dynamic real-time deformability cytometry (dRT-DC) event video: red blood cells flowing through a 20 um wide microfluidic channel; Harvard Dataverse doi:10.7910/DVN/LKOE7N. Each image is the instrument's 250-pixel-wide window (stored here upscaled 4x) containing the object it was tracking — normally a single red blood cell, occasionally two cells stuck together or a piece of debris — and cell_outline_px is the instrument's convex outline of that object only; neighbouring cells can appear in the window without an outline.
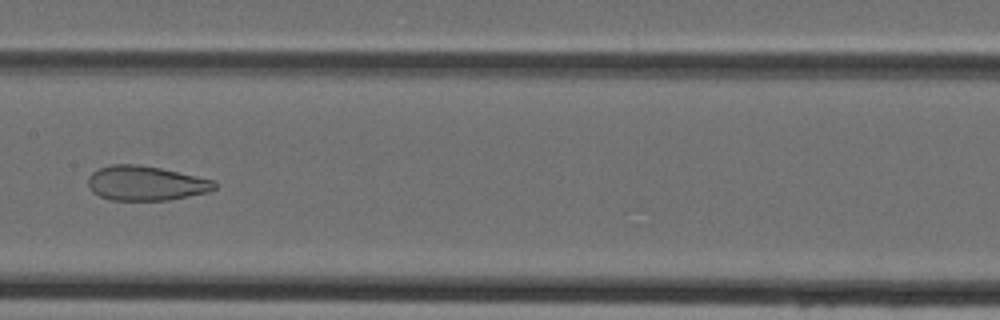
{"species": "Egyptian fruit bat (a non-hibernating species)", "species_latin": "Rousettus aegyptiacus", "temperature_condition": "cold", "stored_images_in_passage": 45, "camera_frame_rate_fps": 3000, "um_per_image_px": 0.085, "animal": {"sex": "female"}, "frame": {"image": 1, "passage_image": 23, "time_ms": 7.333, "image_size_px": [1000, 320], "cell_outline_px": [[216, 188], [208, 192], [168, 200], [112, 200], [100, 196], [92, 192], [88, 184], [88, 176], [92, 172], [100, 168], [112, 164], [140, 164], [160, 168], [216, 180]], "centroid_in_image_um": [12.4, 15.57], "position_along_channel_um": 195.0, "area_um2": 25.55}}
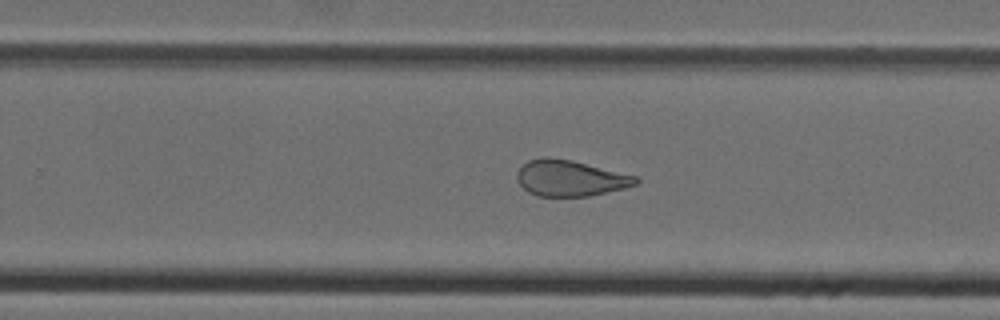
{"frame": {"image": 2, "passage_image": 29, "time_ms": 9.333, "image_size_px": [1000, 320], "cell_outline_px": [[640, 180], [636, 184], [624, 188], [588, 196], [536, 196], [528, 192], [516, 180], [516, 172], [528, 160], [544, 156], [548, 156], [572, 160], [636, 176]], "centroid_in_image_um": [48.42, 15.13], "position_along_channel_um": 281.4, "area_um2": 24.91}}
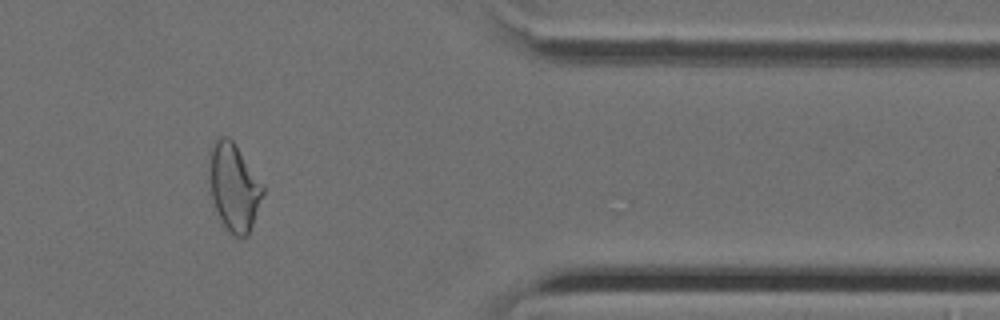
{"frame": {"image": 3, "passage_image": 38, "time_ms": 12.333, "image_size_px": [1000, 320], "cell_outline_px": [[264, 192], [252, 224], [248, 232], [244, 236], [236, 236], [224, 224], [208, 192], [208, 180], [212, 148], [216, 140], [220, 136], [228, 136], [232, 140], [264, 184]], "centroid_in_image_um": [19.88, 15.86], "position_along_channel_um": 391.5, "area_um2": 26.82}}